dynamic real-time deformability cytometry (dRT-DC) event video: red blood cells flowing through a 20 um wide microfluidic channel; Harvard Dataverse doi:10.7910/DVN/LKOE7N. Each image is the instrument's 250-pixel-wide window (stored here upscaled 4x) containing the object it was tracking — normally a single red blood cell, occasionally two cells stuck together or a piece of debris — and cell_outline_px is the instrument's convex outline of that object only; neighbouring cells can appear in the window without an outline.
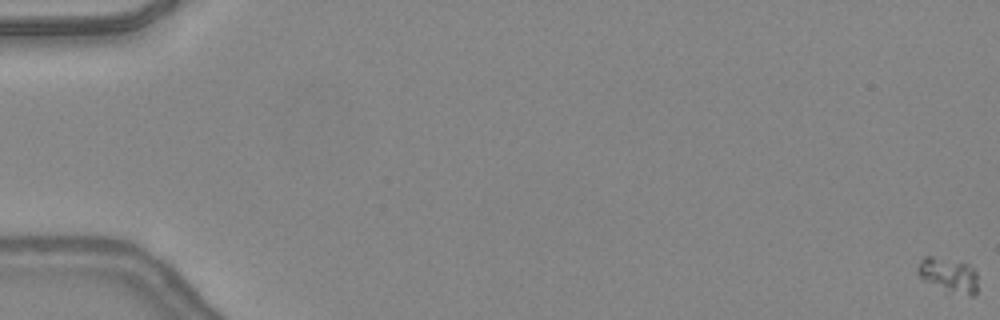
{"species": "common noctule bat (a hibernating species)", "species_latin": "Nyctalus noctula", "temperature_condition": "warm", "stored_images_in_passage": 50, "camera_frame_rate_fps": 3000, "um_per_image_px": 0.085, "animal": {"sex": "female", "body_mass_g": 24.6, "forearm_length_mm": 56.2}, "frame": {"image": 1, "passage_image": 1, "time_ms": 0.0, "image_size_px": [1000, 320], "cell_outline_px": [[976, 296], [968, 296], [944, 292], [920, 280], [920, 260], [924, 256], [932, 256], [964, 264], [972, 268], [976, 272]], "centroid_in_image_um": [80.61, 23.46], "position_along_channel_um": 4.4, "area_um2": 12.14}}
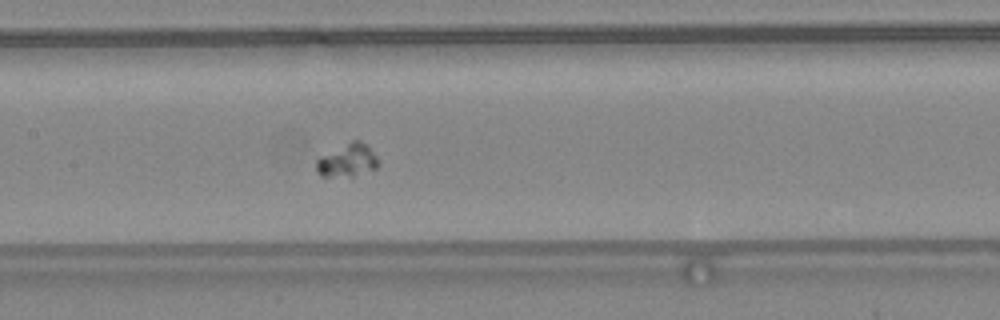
{"frame": {"image": 2, "passage_image": 26, "time_ms": 8.333, "image_size_px": [1000, 320], "cell_outline_px": [[380, 164], [376, 168], [352, 176], [320, 176], [316, 172], [316, 160], [320, 156], [352, 140], [360, 140], [376, 156]], "centroid_in_image_um": [29.5, 13.64], "position_along_channel_um": 177.9, "area_um2": 11.73}}
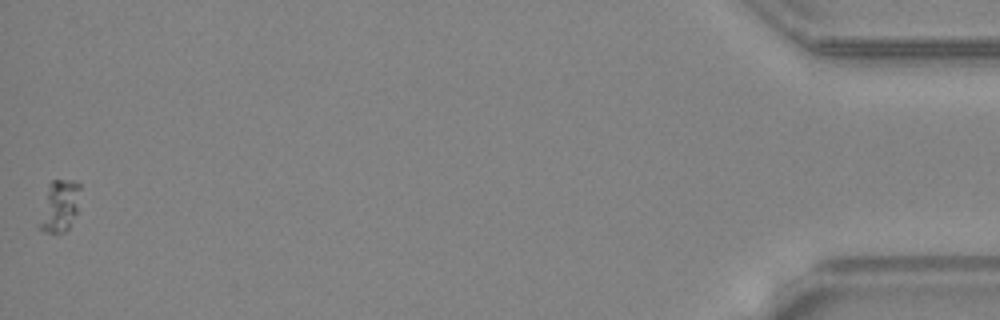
{"frame": {"image": 3, "passage_image": 50, "time_ms": 16.333, "image_size_px": [1000, 320], "cell_outline_px": [[80, 188], [76, 212], [68, 228], [64, 232], [56, 236], [44, 232], [36, 228], [36, 224], [48, 184], [52, 180], [72, 180], [80, 184]], "centroid_in_image_um": [4.97, 17.57], "position_along_channel_um": 430.2, "area_um2": 12.77}}